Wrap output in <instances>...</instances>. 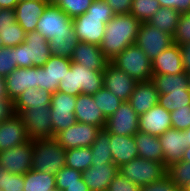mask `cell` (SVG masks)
Segmentation results:
<instances>
[{"label":"cell","instance_id":"6da1fadb","mask_svg":"<svg viewBox=\"0 0 190 191\" xmlns=\"http://www.w3.org/2000/svg\"><path fill=\"white\" fill-rule=\"evenodd\" d=\"M141 22L132 14L114 15L106 24L99 45L103 56L111 62L126 47L135 44Z\"/></svg>","mask_w":190,"mask_h":191},{"label":"cell","instance_id":"7a4b0ae2","mask_svg":"<svg viewBox=\"0 0 190 191\" xmlns=\"http://www.w3.org/2000/svg\"><path fill=\"white\" fill-rule=\"evenodd\" d=\"M114 15L115 13L104 0H94L86 13L73 18L78 41L100 45L106 24Z\"/></svg>","mask_w":190,"mask_h":191},{"label":"cell","instance_id":"3957f363","mask_svg":"<svg viewBox=\"0 0 190 191\" xmlns=\"http://www.w3.org/2000/svg\"><path fill=\"white\" fill-rule=\"evenodd\" d=\"M103 75L104 71L86 69L82 65L72 62L70 70L64 76V81L60 82L57 91L73 96L81 93L94 95L103 88Z\"/></svg>","mask_w":190,"mask_h":191},{"label":"cell","instance_id":"277c9868","mask_svg":"<svg viewBox=\"0 0 190 191\" xmlns=\"http://www.w3.org/2000/svg\"><path fill=\"white\" fill-rule=\"evenodd\" d=\"M32 170L56 175L66 166V149L55 139L32 140Z\"/></svg>","mask_w":190,"mask_h":191},{"label":"cell","instance_id":"5b68a950","mask_svg":"<svg viewBox=\"0 0 190 191\" xmlns=\"http://www.w3.org/2000/svg\"><path fill=\"white\" fill-rule=\"evenodd\" d=\"M51 55L49 41L37 30L27 32L25 41L15 46L17 68L42 67Z\"/></svg>","mask_w":190,"mask_h":191},{"label":"cell","instance_id":"8992f818","mask_svg":"<svg viewBox=\"0 0 190 191\" xmlns=\"http://www.w3.org/2000/svg\"><path fill=\"white\" fill-rule=\"evenodd\" d=\"M111 63L137 82L151 80L152 61L136 44L126 47Z\"/></svg>","mask_w":190,"mask_h":191},{"label":"cell","instance_id":"52a82bcc","mask_svg":"<svg viewBox=\"0 0 190 191\" xmlns=\"http://www.w3.org/2000/svg\"><path fill=\"white\" fill-rule=\"evenodd\" d=\"M163 163L144 158H135L119 167V173L139 187L160 180L166 175Z\"/></svg>","mask_w":190,"mask_h":191},{"label":"cell","instance_id":"ba28073f","mask_svg":"<svg viewBox=\"0 0 190 191\" xmlns=\"http://www.w3.org/2000/svg\"><path fill=\"white\" fill-rule=\"evenodd\" d=\"M36 30L48 41L57 35L74 34L73 19L65 14L58 6L49 3L40 16Z\"/></svg>","mask_w":190,"mask_h":191},{"label":"cell","instance_id":"9c48e42d","mask_svg":"<svg viewBox=\"0 0 190 191\" xmlns=\"http://www.w3.org/2000/svg\"><path fill=\"white\" fill-rule=\"evenodd\" d=\"M135 44L142 49L152 61L173 44V37L148 22H145L140 24Z\"/></svg>","mask_w":190,"mask_h":191},{"label":"cell","instance_id":"30bf717a","mask_svg":"<svg viewBox=\"0 0 190 191\" xmlns=\"http://www.w3.org/2000/svg\"><path fill=\"white\" fill-rule=\"evenodd\" d=\"M18 115L25 124L29 140L53 138L51 106L22 110Z\"/></svg>","mask_w":190,"mask_h":191},{"label":"cell","instance_id":"8fae6325","mask_svg":"<svg viewBox=\"0 0 190 191\" xmlns=\"http://www.w3.org/2000/svg\"><path fill=\"white\" fill-rule=\"evenodd\" d=\"M71 63V59L51 55L42 67H38V88L46 89L52 94L57 92L60 82L64 81V76L70 70Z\"/></svg>","mask_w":190,"mask_h":191},{"label":"cell","instance_id":"7c38bea8","mask_svg":"<svg viewBox=\"0 0 190 191\" xmlns=\"http://www.w3.org/2000/svg\"><path fill=\"white\" fill-rule=\"evenodd\" d=\"M32 140L0 152V166L3 171L24 175L32 169Z\"/></svg>","mask_w":190,"mask_h":191},{"label":"cell","instance_id":"4fadbf2b","mask_svg":"<svg viewBox=\"0 0 190 191\" xmlns=\"http://www.w3.org/2000/svg\"><path fill=\"white\" fill-rule=\"evenodd\" d=\"M101 129L97 126L86 124L82 122H76L67 129L59 132L55 139L66 150L90 147L96 139L98 132Z\"/></svg>","mask_w":190,"mask_h":191},{"label":"cell","instance_id":"5bb4252c","mask_svg":"<svg viewBox=\"0 0 190 191\" xmlns=\"http://www.w3.org/2000/svg\"><path fill=\"white\" fill-rule=\"evenodd\" d=\"M139 115L128 101H123L113 115L107 118L105 129L110 134L134 136L138 129Z\"/></svg>","mask_w":190,"mask_h":191},{"label":"cell","instance_id":"9a60e30c","mask_svg":"<svg viewBox=\"0 0 190 191\" xmlns=\"http://www.w3.org/2000/svg\"><path fill=\"white\" fill-rule=\"evenodd\" d=\"M103 87L111 91L121 101H128L134 91L135 79L131 78L123 70L118 69L111 62L105 68L103 75Z\"/></svg>","mask_w":190,"mask_h":191},{"label":"cell","instance_id":"2e32d148","mask_svg":"<svg viewBox=\"0 0 190 191\" xmlns=\"http://www.w3.org/2000/svg\"><path fill=\"white\" fill-rule=\"evenodd\" d=\"M38 67L16 68L5 77L7 97L13 102L29 88H38Z\"/></svg>","mask_w":190,"mask_h":191},{"label":"cell","instance_id":"e0dca14e","mask_svg":"<svg viewBox=\"0 0 190 191\" xmlns=\"http://www.w3.org/2000/svg\"><path fill=\"white\" fill-rule=\"evenodd\" d=\"M138 126L140 132L159 137L172 128L170 112L157 104L146 113L139 115Z\"/></svg>","mask_w":190,"mask_h":191},{"label":"cell","instance_id":"ac0fdd59","mask_svg":"<svg viewBox=\"0 0 190 191\" xmlns=\"http://www.w3.org/2000/svg\"><path fill=\"white\" fill-rule=\"evenodd\" d=\"M119 172L114 163L91 164L82 172V179L90 191H108L113 178Z\"/></svg>","mask_w":190,"mask_h":191},{"label":"cell","instance_id":"d6986e66","mask_svg":"<svg viewBox=\"0 0 190 191\" xmlns=\"http://www.w3.org/2000/svg\"><path fill=\"white\" fill-rule=\"evenodd\" d=\"M71 61L82 65L86 69L95 71H105L109 63L103 56L99 45L80 41L74 47Z\"/></svg>","mask_w":190,"mask_h":191},{"label":"cell","instance_id":"ffe728a7","mask_svg":"<svg viewBox=\"0 0 190 191\" xmlns=\"http://www.w3.org/2000/svg\"><path fill=\"white\" fill-rule=\"evenodd\" d=\"M48 4V0H20L14 9L16 22L26 33L35 31L39 18Z\"/></svg>","mask_w":190,"mask_h":191},{"label":"cell","instance_id":"44dd1931","mask_svg":"<svg viewBox=\"0 0 190 191\" xmlns=\"http://www.w3.org/2000/svg\"><path fill=\"white\" fill-rule=\"evenodd\" d=\"M163 150V164L167 168L172 163L182 159L183 152L187 148V143L183 131L170 128L159 137Z\"/></svg>","mask_w":190,"mask_h":191},{"label":"cell","instance_id":"7402d4cb","mask_svg":"<svg viewBox=\"0 0 190 191\" xmlns=\"http://www.w3.org/2000/svg\"><path fill=\"white\" fill-rule=\"evenodd\" d=\"M29 141L25 124L18 114L0 123V152Z\"/></svg>","mask_w":190,"mask_h":191},{"label":"cell","instance_id":"603a6c76","mask_svg":"<svg viewBox=\"0 0 190 191\" xmlns=\"http://www.w3.org/2000/svg\"><path fill=\"white\" fill-rule=\"evenodd\" d=\"M74 114L77 122L91 124L104 129L107 118L103 115L97 104L93 101V95L81 93L76 98Z\"/></svg>","mask_w":190,"mask_h":191},{"label":"cell","instance_id":"cb8c5ba5","mask_svg":"<svg viewBox=\"0 0 190 191\" xmlns=\"http://www.w3.org/2000/svg\"><path fill=\"white\" fill-rule=\"evenodd\" d=\"M152 75L180 74L184 72L180 46L173 43L152 60Z\"/></svg>","mask_w":190,"mask_h":191},{"label":"cell","instance_id":"d4e9b609","mask_svg":"<svg viewBox=\"0 0 190 191\" xmlns=\"http://www.w3.org/2000/svg\"><path fill=\"white\" fill-rule=\"evenodd\" d=\"M159 92L151 81L138 82L128 102L138 115L158 104Z\"/></svg>","mask_w":190,"mask_h":191},{"label":"cell","instance_id":"484cf974","mask_svg":"<svg viewBox=\"0 0 190 191\" xmlns=\"http://www.w3.org/2000/svg\"><path fill=\"white\" fill-rule=\"evenodd\" d=\"M110 149L113 163L118 168L138 157L134 136L110 134Z\"/></svg>","mask_w":190,"mask_h":191},{"label":"cell","instance_id":"4316f807","mask_svg":"<svg viewBox=\"0 0 190 191\" xmlns=\"http://www.w3.org/2000/svg\"><path fill=\"white\" fill-rule=\"evenodd\" d=\"M52 93L46 89H26L13 103L15 114L22 110L45 108L50 106Z\"/></svg>","mask_w":190,"mask_h":191},{"label":"cell","instance_id":"83f0119b","mask_svg":"<svg viewBox=\"0 0 190 191\" xmlns=\"http://www.w3.org/2000/svg\"><path fill=\"white\" fill-rule=\"evenodd\" d=\"M138 157L163 163V150L159 138L138 131L134 134Z\"/></svg>","mask_w":190,"mask_h":191},{"label":"cell","instance_id":"f1b7e54d","mask_svg":"<svg viewBox=\"0 0 190 191\" xmlns=\"http://www.w3.org/2000/svg\"><path fill=\"white\" fill-rule=\"evenodd\" d=\"M150 81L159 92V95L168 94L176 90H190L187 72L185 71L176 75H152Z\"/></svg>","mask_w":190,"mask_h":191},{"label":"cell","instance_id":"f546056e","mask_svg":"<svg viewBox=\"0 0 190 191\" xmlns=\"http://www.w3.org/2000/svg\"><path fill=\"white\" fill-rule=\"evenodd\" d=\"M56 188V177L53 174L29 170L24 174L23 191H50Z\"/></svg>","mask_w":190,"mask_h":191},{"label":"cell","instance_id":"4dcf8cb0","mask_svg":"<svg viewBox=\"0 0 190 191\" xmlns=\"http://www.w3.org/2000/svg\"><path fill=\"white\" fill-rule=\"evenodd\" d=\"M180 14L179 11L173 8L160 7L148 23L173 37L176 32Z\"/></svg>","mask_w":190,"mask_h":191},{"label":"cell","instance_id":"1f68e13d","mask_svg":"<svg viewBox=\"0 0 190 191\" xmlns=\"http://www.w3.org/2000/svg\"><path fill=\"white\" fill-rule=\"evenodd\" d=\"M92 152V164L113 163L110 149V133L101 129L93 144L90 146Z\"/></svg>","mask_w":190,"mask_h":191},{"label":"cell","instance_id":"d6a6232c","mask_svg":"<svg viewBox=\"0 0 190 191\" xmlns=\"http://www.w3.org/2000/svg\"><path fill=\"white\" fill-rule=\"evenodd\" d=\"M92 152L90 147H80L66 150V167L79 170H87L92 164Z\"/></svg>","mask_w":190,"mask_h":191},{"label":"cell","instance_id":"836d02e7","mask_svg":"<svg viewBox=\"0 0 190 191\" xmlns=\"http://www.w3.org/2000/svg\"><path fill=\"white\" fill-rule=\"evenodd\" d=\"M76 34H61L49 40L52 55L71 59L74 47L78 44Z\"/></svg>","mask_w":190,"mask_h":191},{"label":"cell","instance_id":"e575fe53","mask_svg":"<svg viewBox=\"0 0 190 191\" xmlns=\"http://www.w3.org/2000/svg\"><path fill=\"white\" fill-rule=\"evenodd\" d=\"M158 104L169 112L182 107H190V90H176L159 95Z\"/></svg>","mask_w":190,"mask_h":191},{"label":"cell","instance_id":"d590c367","mask_svg":"<svg viewBox=\"0 0 190 191\" xmlns=\"http://www.w3.org/2000/svg\"><path fill=\"white\" fill-rule=\"evenodd\" d=\"M93 101L97 104L98 108L106 118L113 115L123 102L111 91L105 89L104 87L99 89L93 95Z\"/></svg>","mask_w":190,"mask_h":191},{"label":"cell","instance_id":"8d00e7d4","mask_svg":"<svg viewBox=\"0 0 190 191\" xmlns=\"http://www.w3.org/2000/svg\"><path fill=\"white\" fill-rule=\"evenodd\" d=\"M166 174L178 189H186L190 185V162L179 161L167 167Z\"/></svg>","mask_w":190,"mask_h":191},{"label":"cell","instance_id":"74e56055","mask_svg":"<svg viewBox=\"0 0 190 191\" xmlns=\"http://www.w3.org/2000/svg\"><path fill=\"white\" fill-rule=\"evenodd\" d=\"M161 7L157 0H133L130 10L141 23L148 22Z\"/></svg>","mask_w":190,"mask_h":191},{"label":"cell","instance_id":"f35d334b","mask_svg":"<svg viewBox=\"0 0 190 191\" xmlns=\"http://www.w3.org/2000/svg\"><path fill=\"white\" fill-rule=\"evenodd\" d=\"M93 1L94 0H57L54 4L73 19L86 13Z\"/></svg>","mask_w":190,"mask_h":191},{"label":"cell","instance_id":"ab89813d","mask_svg":"<svg viewBox=\"0 0 190 191\" xmlns=\"http://www.w3.org/2000/svg\"><path fill=\"white\" fill-rule=\"evenodd\" d=\"M25 38L26 32L17 22L0 30V39L5 47H15L23 43Z\"/></svg>","mask_w":190,"mask_h":191},{"label":"cell","instance_id":"60d3db41","mask_svg":"<svg viewBox=\"0 0 190 191\" xmlns=\"http://www.w3.org/2000/svg\"><path fill=\"white\" fill-rule=\"evenodd\" d=\"M51 121L53 138H55L59 132L67 129L69 126H72L77 122L74 112L63 110H51Z\"/></svg>","mask_w":190,"mask_h":191},{"label":"cell","instance_id":"b9f144b4","mask_svg":"<svg viewBox=\"0 0 190 191\" xmlns=\"http://www.w3.org/2000/svg\"><path fill=\"white\" fill-rule=\"evenodd\" d=\"M0 190L23 191L24 175H17L8 171H3L0 166Z\"/></svg>","mask_w":190,"mask_h":191},{"label":"cell","instance_id":"7bdbcfd3","mask_svg":"<svg viewBox=\"0 0 190 191\" xmlns=\"http://www.w3.org/2000/svg\"><path fill=\"white\" fill-rule=\"evenodd\" d=\"M173 43L179 46L190 43V12L180 14Z\"/></svg>","mask_w":190,"mask_h":191},{"label":"cell","instance_id":"ee69618b","mask_svg":"<svg viewBox=\"0 0 190 191\" xmlns=\"http://www.w3.org/2000/svg\"><path fill=\"white\" fill-rule=\"evenodd\" d=\"M76 98L77 96L65 94L60 91L54 92L51 97V110L74 112L76 107Z\"/></svg>","mask_w":190,"mask_h":191},{"label":"cell","instance_id":"f6af8a7d","mask_svg":"<svg viewBox=\"0 0 190 191\" xmlns=\"http://www.w3.org/2000/svg\"><path fill=\"white\" fill-rule=\"evenodd\" d=\"M16 68L15 47L3 46L0 49V76L5 78Z\"/></svg>","mask_w":190,"mask_h":191},{"label":"cell","instance_id":"bcb514c9","mask_svg":"<svg viewBox=\"0 0 190 191\" xmlns=\"http://www.w3.org/2000/svg\"><path fill=\"white\" fill-rule=\"evenodd\" d=\"M173 129L184 131L190 127V107H182L170 112Z\"/></svg>","mask_w":190,"mask_h":191},{"label":"cell","instance_id":"7dc6e473","mask_svg":"<svg viewBox=\"0 0 190 191\" xmlns=\"http://www.w3.org/2000/svg\"><path fill=\"white\" fill-rule=\"evenodd\" d=\"M55 177L56 188L62 190V184L79 183V180L82 178V172L65 166Z\"/></svg>","mask_w":190,"mask_h":191},{"label":"cell","instance_id":"c3c4849f","mask_svg":"<svg viewBox=\"0 0 190 191\" xmlns=\"http://www.w3.org/2000/svg\"><path fill=\"white\" fill-rule=\"evenodd\" d=\"M140 191H179V189L166 174L160 180L140 187Z\"/></svg>","mask_w":190,"mask_h":191},{"label":"cell","instance_id":"681fc988","mask_svg":"<svg viewBox=\"0 0 190 191\" xmlns=\"http://www.w3.org/2000/svg\"><path fill=\"white\" fill-rule=\"evenodd\" d=\"M108 191H140V187L118 172L110 183Z\"/></svg>","mask_w":190,"mask_h":191},{"label":"cell","instance_id":"f907efd6","mask_svg":"<svg viewBox=\"0 0 190 191\" xmlns=\"http://www.w3.org/2000/svg\"><path fill=\"white\" fill-rule=\"evenodd\" d=\"M115 15L129 14L133 0H104Z\"/></svg>","mask_w":190,"mask_h":191},{"label":"cell","instance_id":"816d5d0a","mask_svg":"<svg viewBox=\"0 0 190 191\" xmlns=\"http://www.w3.org/2000/svg\"><path fill=\"white\" fill-rule=\"evenodd\" d=\"M161 7L173 8L180 13L190 12V0H157Z\"/></svg>","mask_w":190,"mask_h":191},{"label":"cell","instance_id":"f5cc1de1","mask_svg":"<svg viewBox=\"0 0 190 191\" xmlns=\"http://www.w3.org/2000/svg\"><path fill=\"white\" fill-rule=\"evenodd\" d=\"M15 114L14 103L10 98L0 99V123L10 119Z\"/></svg>","mask_w":190,"mask_h":191},{"label":"cell","instance_id":"db71d44e","mask_svg":"<svg viewBox=\"0 0 190 191\" xmlns=\"http://www.w3.org/2000/svg\"><path fill=\"white\" fill-rule=\"evenodd\" d=\"M16 23L14 9H0V30Z\"/></svg>","mask_w":190,"mask_h":191},{"label":"cell","instance_id":"11a10c76","mask_svg":"<svg viewBox=\"0 0 190 191\" xmlns=\"http://www.w3.org/2000/svg\"><path fill=\"white\" fill-rule=\"evenodd\" d=\"M182 66L185 72L190 71V43L180 46Z\"/></svg>","mask_w":190,"mask_h":191},{"label":"cell","instance_id":"9f6ffc18","mask_svg":"<svg viewBox=\"0 0 190 191\" xmlns=\"http://www.w3.org/2000/svg\"><path fill=\"white\" fill-rule=\"evenodd\" d=\"M62 191H90V189L81 178L79 183L62 184Z\"/></svg>","mask_w":190,"mask_h":191},{"label":"cell","instance_id":"6f0895ef","mask_svg":"<svg viewBox=\"0 0 190 191\" xmlns=\"http://www.w3.org/2000/svg\"><path fill=\"white\" fill-rule=\"evenodd\" d=\"M20 0H0V9H15Z\"/></svg>","mask_w":190,"mask_h":191},{"label":"cell","instance_id":"680465c9","mask_svg":"<svg viewBox=\"0 0 190 191\" xmlns=\"http://www.w3.org/2000/svg\"><path fill=\"white\" fill-rule=\"evenodd\" d=\"M6 81L4 77L0 76V99H7Z\"/></svg>","mask_w":190,"mask_h":191},{"label":"cell","instance_id":"91938a15","mask_svg":"<svg viewBox=\"0 0 190 191\" xmlns=\"http://www.w3.org/2000/svg\"><path fill=\"white\" fill-rule=\"evenodd\" d=\"M182 161L190 162V146H188L183 152Z\"/></svg>","mask_w":190,"mask_h":191},{"label":"cell","instance_id":"94428289","mask_svg":"<svg viewBox=\"0 0 190 191\" xmlns=\"http://www.w3.org/2000/svg\"><path fill=\"white\" fill-rule=\"evenodd\" d=\"M183 135L185 136L187 147L190 146V127L183 131Z\"/></svg>","mask_w":190,"mask_h":191},{"label":"cell","instance_id":"6125c7cd","mask_svg":"<svg viewBox=\"0 0 190 191\" xmlns=\"http://www.w3.org/2000/svg\"><path fill=\"white\" fill-rule=\"evenodd\" d=\"M188 81H189V88H190V71L187 72Z\"/></svg>","mask_w":190,"mask_h":191},{"label":"cell","instance_id":"be15d7a7","mask_svg":"<svg viewBox=\"0 0 190 191\" xmlns=\"http://www.w3.org/2000/svg\"><path fill=\"white\" fill-rule=\"evenodd\" d=\"M49 3L54 4L57 0H48Z\"/></svg>","mask_w":190,"mask_h":191},{"label":"cell","instance_id":"e7e4bbea","mask_svg":"<svg viewBox=\"0 0 190 191\" xmlns=\"http://www.w3.org/2000/svg\"><path fill=\"white\" fill-rule=\"evenodd\" d=\"M50 191H62L61 189H58V188H54V189H52V190H50Z\"/></svg>","mask_w":190,"mask_h":191},{"label":"cell","instance_id":"03108f58","mask_svg":"<svg viewBox=\"0 0 190 191\" xmlns=\"http://www.w3.org/2000/svg\"><path fill=\"white\" fill-rule=\"evenodd\" d=\"M3 47V41L0 39V49Z\"/></svg>","mask_w":190,"mask_h":191},{"label":"cell","instance_id":"003e7915","mask_svg":"<svg viewBox=\"0 0 190 191\" xmlns=\"http://www.w3.org/2000/svg\"><path fill=\"white\" fill-rule=\"evenodd\" d=\"M187 191H190V185L186 188Z\"/></svg>","mask_w":190,"mask_h":191}]
</instances>
